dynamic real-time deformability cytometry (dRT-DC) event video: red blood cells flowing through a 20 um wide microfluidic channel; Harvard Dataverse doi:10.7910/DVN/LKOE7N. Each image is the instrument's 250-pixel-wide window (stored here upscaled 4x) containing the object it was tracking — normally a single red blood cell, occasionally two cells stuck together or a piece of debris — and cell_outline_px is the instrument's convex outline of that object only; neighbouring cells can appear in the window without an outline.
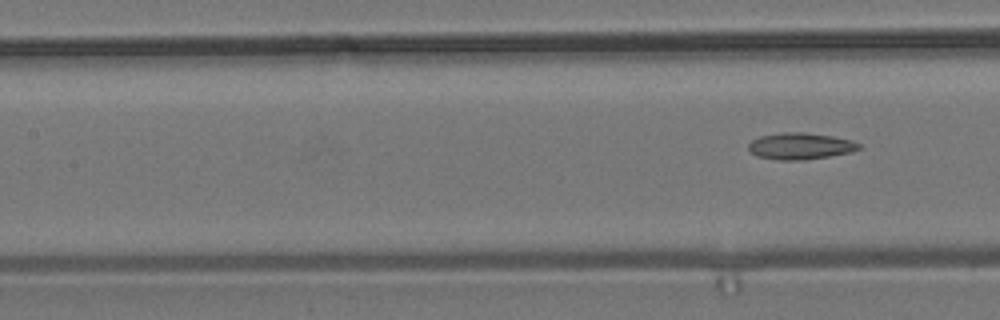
{"species": "common noctule bat (a hibernating species)", "species_latin": "Nyctalus noctula", "temperature_condition": "room temperature", "stored_images_in_passage": 8, "segment_of_instrument_passage": [2, 2], "camera_frame_rate_fps": 3000, "um_per_image_px": 0.085, "animal": {"sex": "male", "body_mass_g": 19.2, "forearm_length_mm": 51.8}, "frame": {"image": 1, "passage_image": 8, "time_ms": 9.333, "image_size_px": [1000, 320], "cell_outline_px": [[860, 148], [852, 152], [804, 160], [780, 160], [756, 156], [748, 148], [748, 144], [752, 140], [760, 136], [784, 132], [804, 132], [832, 136], [852, 140], [860, 144]], "centroid_in_image_um": [68.03, 12.41], "position_along_channel_um": 139.4, "area_um2": 17.05}}